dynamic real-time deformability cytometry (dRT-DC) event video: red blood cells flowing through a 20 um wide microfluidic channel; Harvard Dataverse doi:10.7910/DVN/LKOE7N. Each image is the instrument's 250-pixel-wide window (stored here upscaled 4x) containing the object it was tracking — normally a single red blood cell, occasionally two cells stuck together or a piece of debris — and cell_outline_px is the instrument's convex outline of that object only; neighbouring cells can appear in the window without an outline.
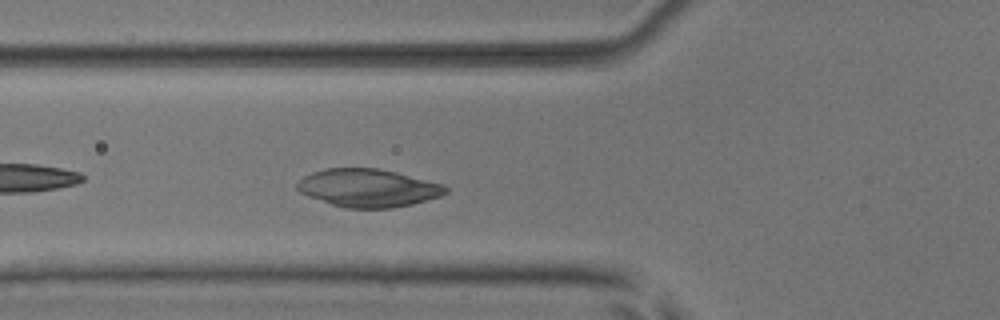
{"species": "common noctule bat (a hibernating species)", "species_latin": "Nyctalus noctula", "temperature_condition": "room temperature", "stored_images_in_passage": 47, "camera_frame_rate_fps": 3000, "um_per_image_px": 0.085, "animal": {"sex": "male", "body_mass_g": 17.9, "forearm_length_mm": 54.2}, "frame": {"image": 1, "passage_image": 13, "time_ms": 4.0, "image_size_px": [1000, 320], "cell_outline_px": [[448, 192], [440, 196], [412, 204], [392, 208], [344, 208], [308, 196], [300, 192], [296, 188], [296, 184], [304, 176], [312, 172], [324, 168], [380, 168], [444, 184], [448, 188]], "centroid_in_image_um": [31.29, 15.97], "position_along_channel_um": 94.5, "area_um2": 32.89}}
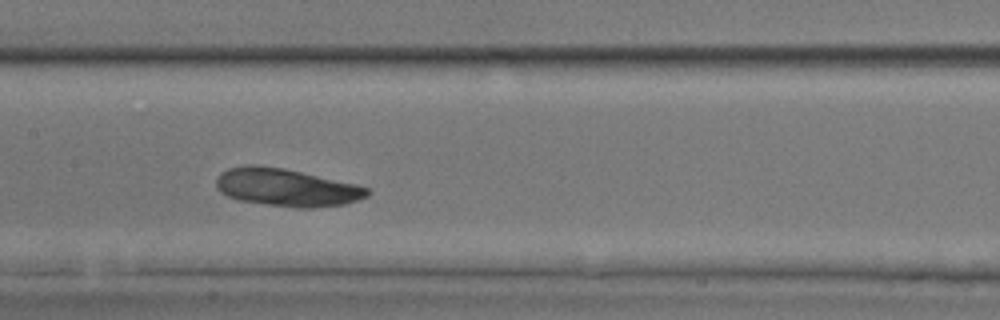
{"frame": {"image": 2, "passage_image": 20, "time_ms": 6.333, "image_size_px": [1000, 320], "cell_outline_px": [[372, 192], [368, 196], [344, 204], [312, 208], [300, 208], [268, 204], [240, 200], [228, 196], [220, 192], [216, 184], [216, 180], [220, 172], [228, 168], [248, 164], [256, 164], [284, 168], [356, 184], [368, 188]], "centroid_in_image_um": [24.35, 15.92], "position_along_channel_um": 183.1, "area_um2": 33.12}}
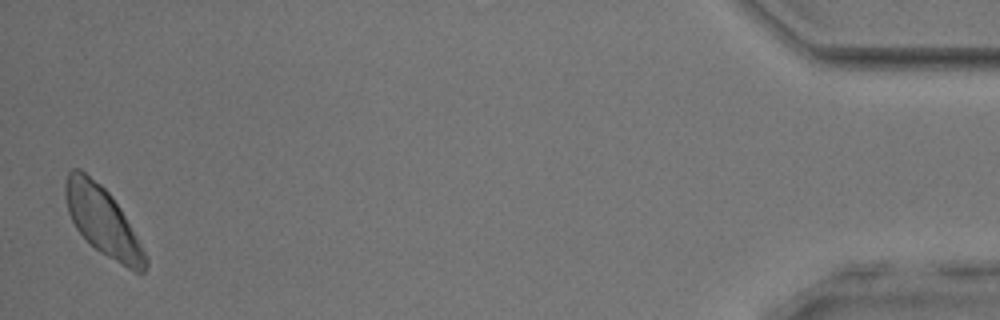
{"frame": {"image": 3, "passage_image": 46, "time_ms": 15.0, "image_size_px": [1000, 320], "cell_outline_px": [[148, 264], [144, 272], [136, 272], [128, 268], [100, 252], [76, 228], [68, 212], [64, 196], [64, 184], [68, 172], [72, 168], [80, 168], [100, 184], [112, 196], [120, 208], [140, 244], [148, 260]], "centroid_in_image_um": [8.69, 18.75], "position_along_channel_um": 426.5, "area_um2": 31.33}}